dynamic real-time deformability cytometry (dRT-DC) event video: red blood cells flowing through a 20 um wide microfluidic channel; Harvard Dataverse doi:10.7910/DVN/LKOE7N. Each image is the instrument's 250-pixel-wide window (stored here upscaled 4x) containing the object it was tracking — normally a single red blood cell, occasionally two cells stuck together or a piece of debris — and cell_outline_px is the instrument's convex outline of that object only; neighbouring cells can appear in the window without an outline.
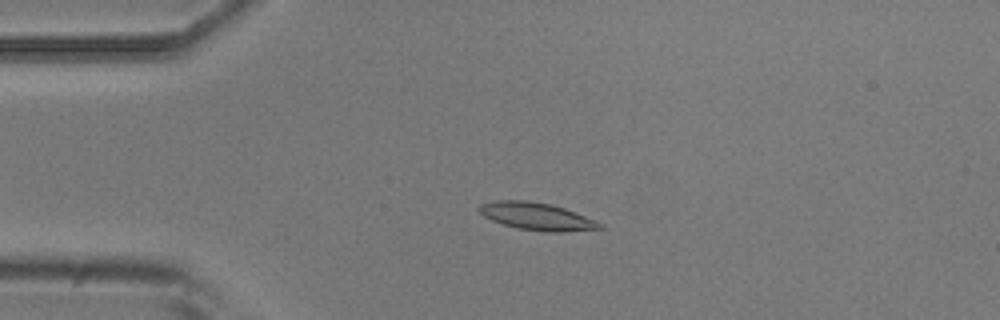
{"species": "common noctule bat (a hibernating species)", "species_latin": "Nyctalus noctula", "temperature_condition": "room temperature", "stored_images_in_passage": 37, "camera_frame_rate_fps": 3000, "um_per_image_px": 0.085, "animal": {"sex": "male", "body_mass_g": 20.5, "forearm_length_mm": 52.5}, "frame": {"image": 1, "passage_image": 13, "time_ms": 4.0, "image_size_px": [1000, 320], "cell_outline_px": [[604, 228], [560, 232], [548, 232], [516, 228], [492, 220], [484, 216], [476, 208], [480, 204], [496, 200], [528, 200], [552, 204], [564, 208], [596, 220], [604, 224]], "centroid_in_image_um": [45.63, 18.38], "position_along_channel_um": 39.4, "area_um2": 19.36}}
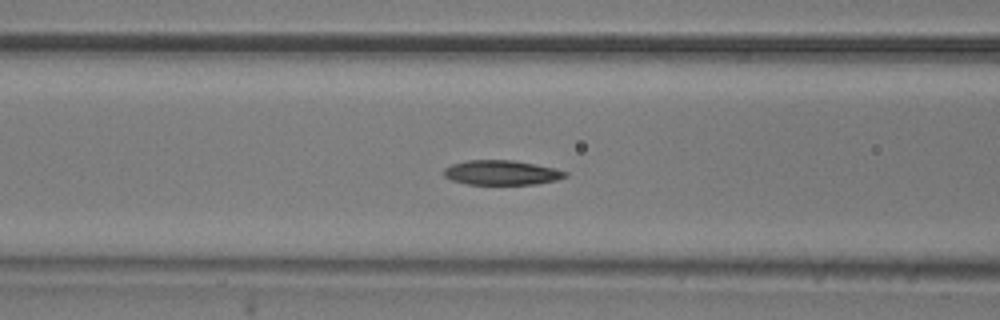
{"frame": {"image": 2, "passage_image": 22, "time_ms": 7.0, "image_size_px": [1000, 320], "cell_outline_px": [[568, 176], [556, 180], [536, 184], [468, 184], [452, 180], [444, 176], [444, 168], [452, 164], [468, 160], [512, 160], [556, 168], [568, 172]], "centroid_in_image_um": [42.65, 14.67], "position_along_channel_um": 123.9, "area_um2": 17.4}}
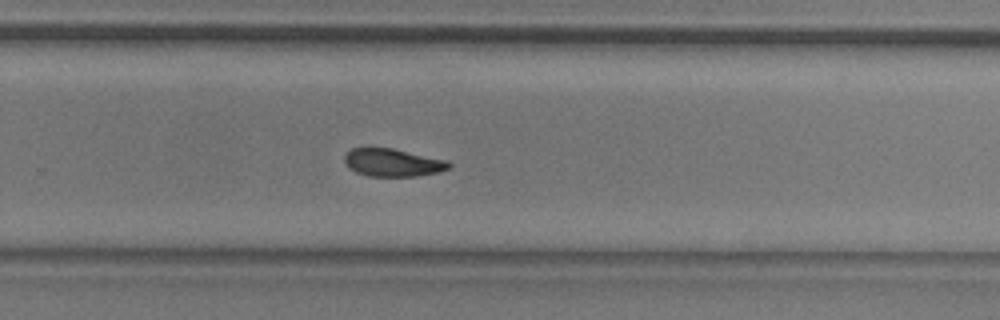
{"frame": {"image": 3, "passage_image": 36, "time_ms": 11.667, "image_size_px": [1000, 320], "cell_outline_px": [[452, 168], [440, 172], [416, 176], [368, 176], [356, 172], [344, 160], [344, 156], [352, 148], [368, 144], [392, 148], [448, 160], [452, 164]], "centroid_in_image_um": [33.4, 13.78], "position_along_channel_um": 296.4, "area_um2": 17.46}}